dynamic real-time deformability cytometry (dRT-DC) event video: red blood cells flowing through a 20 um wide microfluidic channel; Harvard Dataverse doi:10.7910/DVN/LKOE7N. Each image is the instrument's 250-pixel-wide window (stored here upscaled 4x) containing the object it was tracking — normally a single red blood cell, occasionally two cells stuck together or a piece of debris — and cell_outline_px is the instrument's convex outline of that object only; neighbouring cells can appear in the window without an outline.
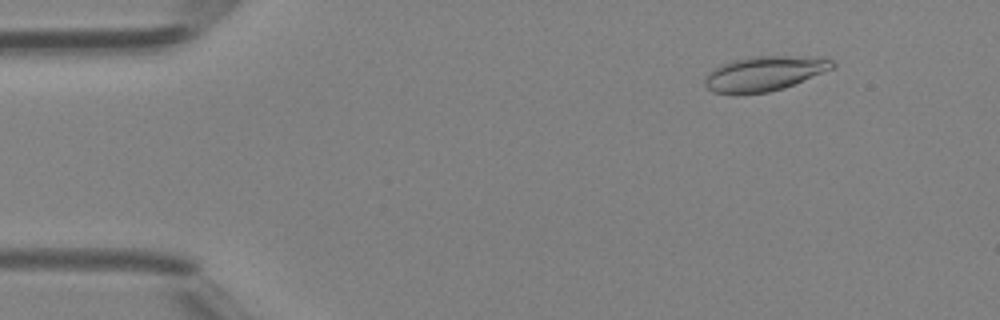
{"species": "Egyptian fruit bat (a non-hibernating species)", "species_latin": "Rousettus aegyptiacus", "temperature_condition": "room temperature", "stored_images_in_passage": 42, "camera_frame_rate_fps": 3000, "um_per_image_px": 0.085, "animal": {"sex": "female"}, "frame": {"image": 1, "passage_image": 5, "time_ms": 1.333, "image_size_px": [1000, 320], "cell_outline_px": [[836, 68], [784, 88], [768, 92], [736, 96], [732, 96], [712, 92], [704, 84], [704, 80], [708, 72], [712, 68], [732, 60], [752, 56], [828, 56], [836, 64]], "centroid_in_image_um": [64.99, 6.26], "position_along_channel_um": 20.0, "area_um2": 26.82}}
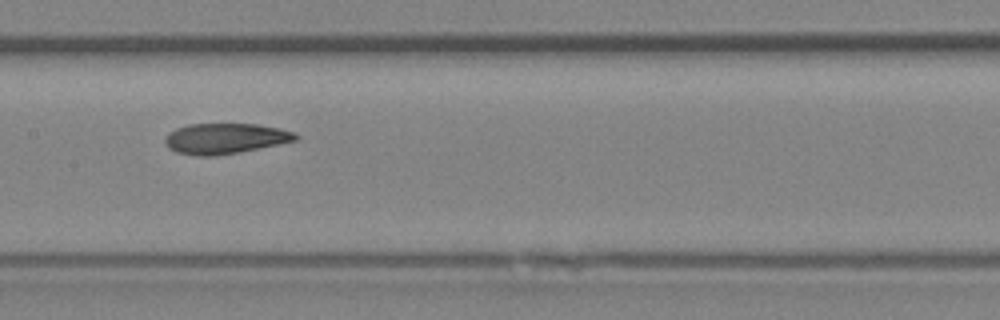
{"frame": {"image": 2, "passage_image": 21, "time_ms": 6.667, "image_size_px": [1000, 320], "cell_outline_px": [[300, 136], [296, 140], [240, 152], [216, 156], [196, 156], [176, 152], [168, 148], [164, 140], [168, 132], [176, 128], [188, 124], [256, 124], [280, 128], [292, 132]], "centroid_in_image_um": [19.09, 11.77], "position_along_channel_um": 188.3, "area_um2": 23.24}}
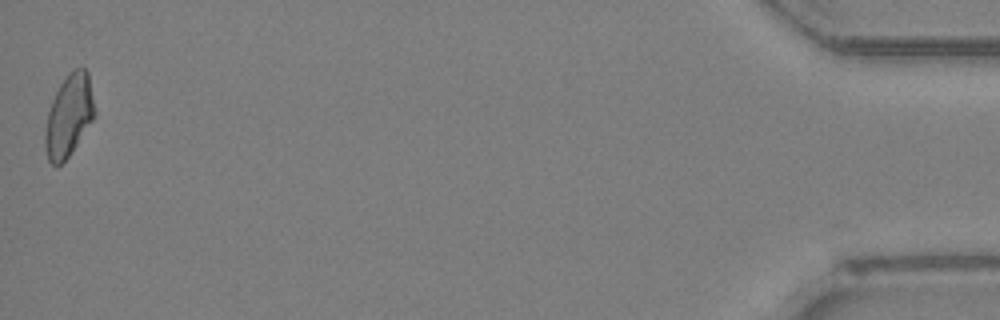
{"frame": {"image": 3, "passage_image": 42, "time_ms": 13.667, "image_size_px": [1000, 320], "cell_outline_px": [[96, 112], [92, 120], [68, 156], [60, 164], [52, 164], [48, 160], [44, 144], [44, 132], [48, 112], [52, 100], [60, 84], [68, 72], [76, 68], [84, 68], [88, 72]], "centroid_in_image_um": [5.84, 9.8], "position_along_channel_um": 429.4, "area_um2": 23.35}}